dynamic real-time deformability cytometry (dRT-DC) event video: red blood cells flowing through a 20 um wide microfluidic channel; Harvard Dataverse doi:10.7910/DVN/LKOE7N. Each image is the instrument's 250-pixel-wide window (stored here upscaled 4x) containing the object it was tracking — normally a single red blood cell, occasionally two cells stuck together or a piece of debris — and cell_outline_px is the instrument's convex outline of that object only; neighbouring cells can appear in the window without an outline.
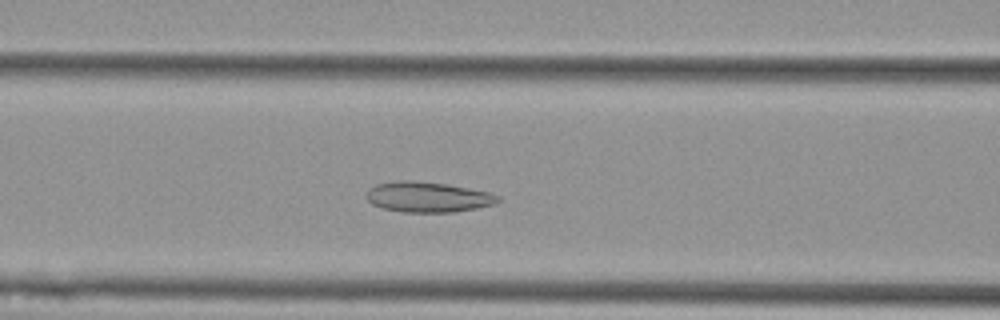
{"species": "Egyptian fruit bat (a non-hibernating species)", "species_latin": "Rousettus aegyptiacus", "temperature_condition": "cold", "stored_images_in_passage": 49, "camera_frame_rate_fps": 3000, "um_per_image_px": 0.085, "animal": {"sex": "female"}, "frame": {"image": 1, "passage_image": 16, "time_ms": 5.0, "image_size_px": [1000, 320], "cell_outline_px": [[500, 200], [496, 204], [476, 208], [452, 212], [404, 212], [380, 208], [372, 204], [368, 200], [368, 188], [376, 184], [400, 180], [408, 180], [444, 184], [468, 188], [488, 192], [500, 196]], "centroid_in_image_um": [36.36, 16.75], "position_along_channel_um": 130.2, "area_um2": 23.12}}
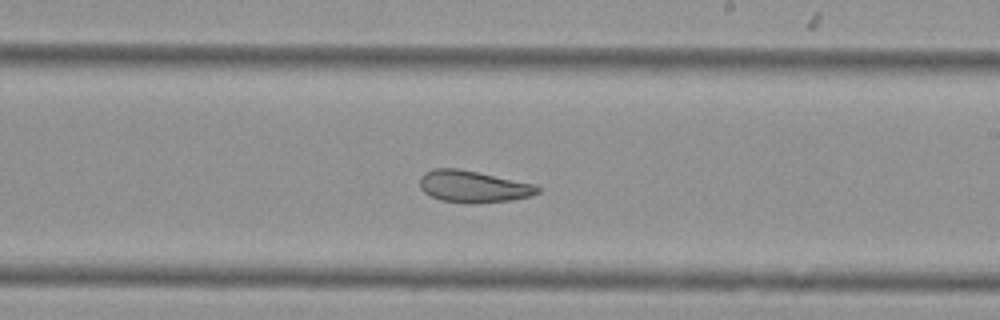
{"frame": {"image": 2, "passage_image": 26, "time_ms": 8.333, "image_size_px": [1000, 320], "cell_outline_px": [[540, 192], [532, 196], [512, 200], [476, 204], [472, 204], [440, 200], [424, 192], [420, 188], [420, 176], [424, 172], [432, 168], [456, 168], [536, 184], [540, 188]], "centroid_in_image_um": [40.23, 15.86], "position_along_channel_um": 248.8, "area_um2": 22.02}}
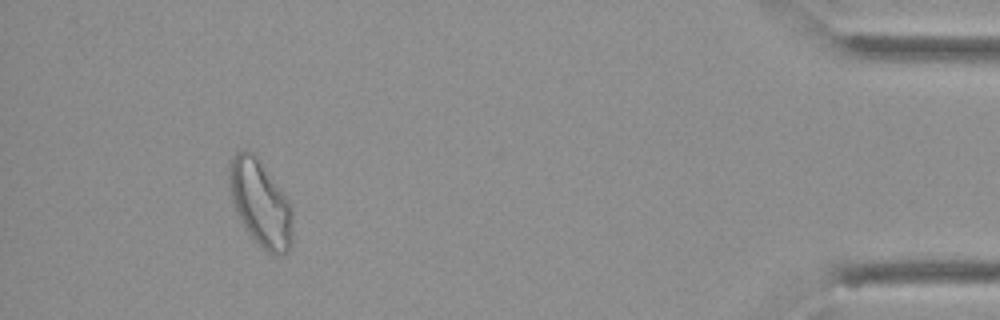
{"frame": {"image": 3, "passage_image": 45, "time_ms": 14.667, "image_size_px": [1000, 320], "cell_outline_px": [[292, 248], [288, 252], [280, 256], [276, 256], [268, 252], [248, 232], [240, 220], [236, 212], [232, 200], [228, 180], [228, 164], [236, 152], [252, 152], [256, 156], [288, 200], [292, 212]], "centroid_in_image_um": [22.13, 17.31], "position_along_channel_um": 413.1, "area_um2": 31.44}, "authors_computed_cell_mechanics": {"area_um2": 25.3164, "velocity_mm_per_s": 3.5731, "shape_relaxation_time_tau1_ms": null, "shape_relaxation_time_tau2_ms": 2.2724, "deformation_change_tau1": null, "deformation_change_tau2": 0.0873}}